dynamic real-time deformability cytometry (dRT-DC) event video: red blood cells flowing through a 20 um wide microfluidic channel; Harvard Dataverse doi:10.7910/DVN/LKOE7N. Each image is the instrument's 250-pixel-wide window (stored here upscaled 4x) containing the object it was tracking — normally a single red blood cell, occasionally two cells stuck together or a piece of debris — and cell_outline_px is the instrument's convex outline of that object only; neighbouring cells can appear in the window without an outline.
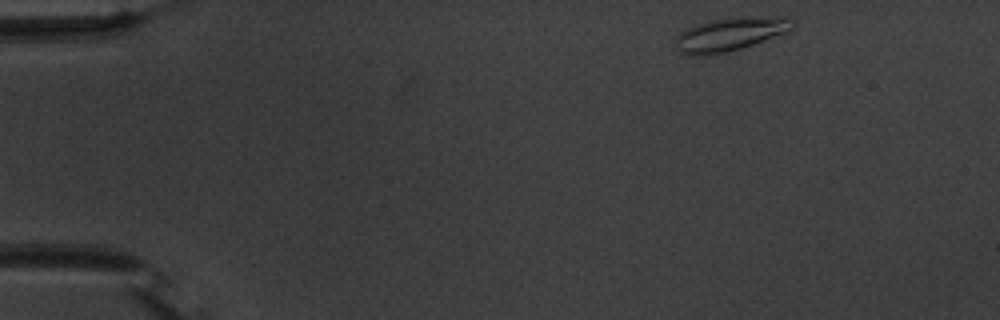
{"species": "common noctule bat (a hibernating species)", "species_latin": "Nyctalus noctula", "temperature_condition": "warm", "stored_images_in_passage": 48, "camera_frame_rate_fps": 3000, "um_per_image_px": 0.085, "animal": {"sex": "male", "body_mass_g": 20.1, "forearm_length_mm": 53.5}, "frame": {"image": 1, "passage_image": 1, "time_ms": 0.0, "image_size_px": [1000, 320], "cell_outline_px": [[796, 24], [788, 32], [728, 52], [708, 56], [692, 56], [680, 52], [676, 48], [676, 36], [680, 32], [692, 24], [712, 20], [792, 20]], "centroid_in_image_um": [61.85, 3.01], "position_along_channel_um": 23.1, "area_um2": 21.44}}
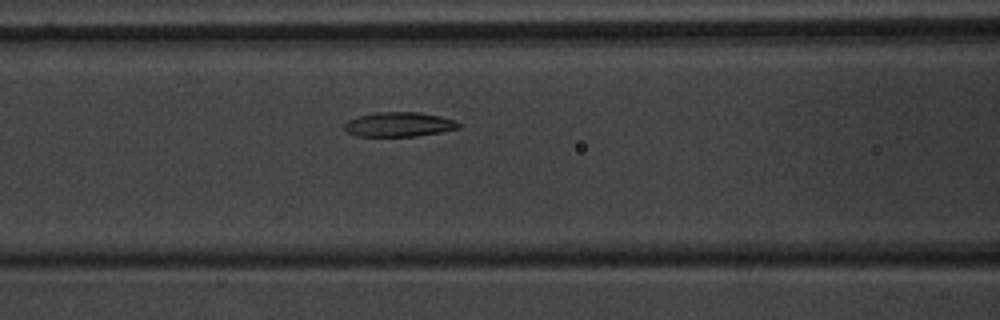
{"frame": {"image": 2, "passage_image": 17, "time_ms": 5.333, "image_size_px": [1000, 320], "cell_outline_px": [[460, 128], [440, 132], [416, 136], [356, 136], [348, 132], [344, 128], [344, 124], [348, 120], [356, 116], [376, 112], [420, 112], [440, 116], [456, 120], [460, 124]], "centroid_in_image_um": [33.91, 10.57], "position_along_channel_um": 132.7, "area_um2": 16.42}}
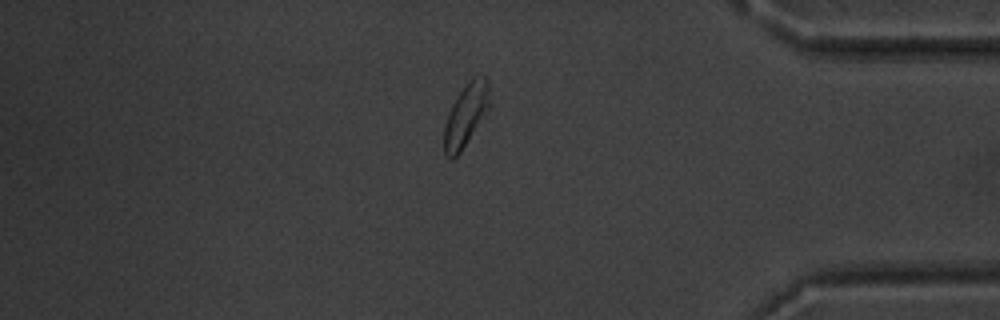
{"frame": {"image": 3, "passage_image": 40, "time_ms": 13.0, "image_size_px": [1000, 320], "cell_outline_px": [[492, 108], [460, 152], [452, 160], [448, 160], [444, 156], [444, 124], [452, 104], [468, 80], [472, 76], [480, 72], [484, 72], [488, 80], [492, 104]], "centroid_in_image_um": [39.67, 9.72], "position_along_channel_um": 395.5, "area_um2": 17.57}, "authors_computed_cell_mechanics": {"area_um2": 17.1377, "velocity_mm_per_s": 3.7556, "shape_relaxation_time_tau1_ms": 3.0882, "shape_relaxation_time_tau2_ms": 2.5759, "deformation_change_tau1": 0.1139, "deformation_change_tau2": 0.0772}}